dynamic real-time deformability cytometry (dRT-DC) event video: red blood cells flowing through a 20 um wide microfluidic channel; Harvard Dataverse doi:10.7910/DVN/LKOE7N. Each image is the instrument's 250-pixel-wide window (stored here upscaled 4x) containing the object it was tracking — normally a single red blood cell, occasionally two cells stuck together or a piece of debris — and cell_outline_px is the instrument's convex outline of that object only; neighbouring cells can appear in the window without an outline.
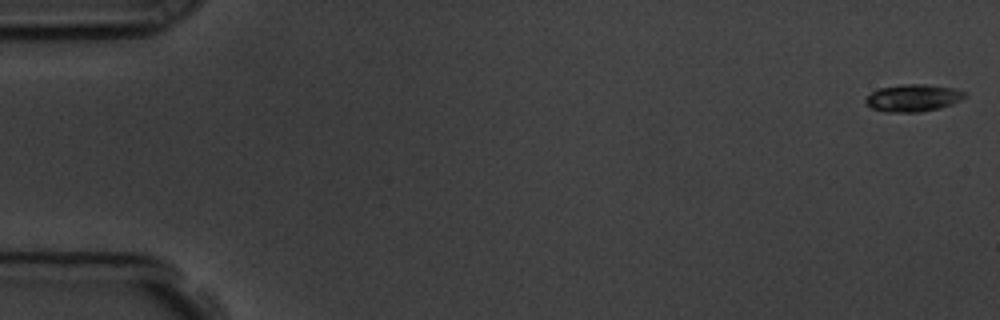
{"species": "common noctule bat (a hibernating species)", "species_latin": "Nyctalus noctula", "temperature_condition": "room temperature", "stored_images_in_passage": 57, "camera_frame_rate_fps": 3000, "um_per_image_px": 0.085, "animal": {"sex": "male", "body_mass_g": 19.5, "forearm_length_mm": 54.6}, "frame": {"image": 1, "passage_image": 1, "time_ms": 0.0, "image_size_px": [1000, 320], "cell_outline_px": [[968, 96], [952, 104], [940, 108], [920, 112], [888, 112], [872, 108], [864, 100], [872, 92], [880, 88], [904, 84], [924, 84], [952, 88], [964, 92]], "centroid_in_image_um": [77.63, 8.33], "position_along_channel_um": 7.4, "area_um2": 15.55}}
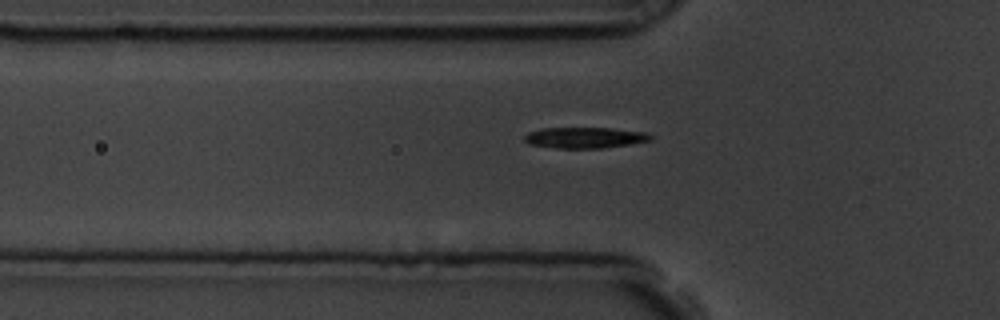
{"frame": {"image": 2, "passage_image": 19, "time_ms": 6.0, "image_size_px": [1000, 320], "cell_outline_px": [[652, 140], [604, 148], [556, 148], [528, 144], [524, 140], [524, 136], [528, 132], [540, 128], [612, 128], [648, 132], [652, 136]], "centroid_in_image_um": [49.7, 11.69], "position_along_channel_um": 76.1, "area_um2": 15.49}}
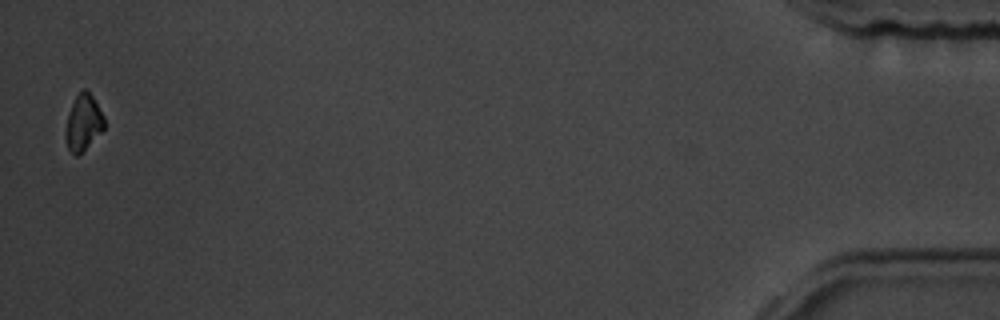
{"frame": {"image": 3, "passage_image": 56, "time_ms": 18.333, "image_size_px": [1000, 320], "cell_outline_px": [[104, 128], [76, 156], [68, 148], [64, 136], [68, 112], [76, 96], [84, 88], [92, 96], [104, 116]], "centroid_in_image_um": [7.05, 10.39], "position_along_channel_um": 428.1, "area_um2": 12.2}, "authors_computed_cell_mechanics": {"area_um2": 14.8546, "velocity_mm_per_s": 3.6061, "shape_relaxation_time_tau1_ms": 2.0826, "shape_relaxation_time_tau2_ms": null, "deformation_change_tau1": 0.1212, "deformation_change_tau2": null}}